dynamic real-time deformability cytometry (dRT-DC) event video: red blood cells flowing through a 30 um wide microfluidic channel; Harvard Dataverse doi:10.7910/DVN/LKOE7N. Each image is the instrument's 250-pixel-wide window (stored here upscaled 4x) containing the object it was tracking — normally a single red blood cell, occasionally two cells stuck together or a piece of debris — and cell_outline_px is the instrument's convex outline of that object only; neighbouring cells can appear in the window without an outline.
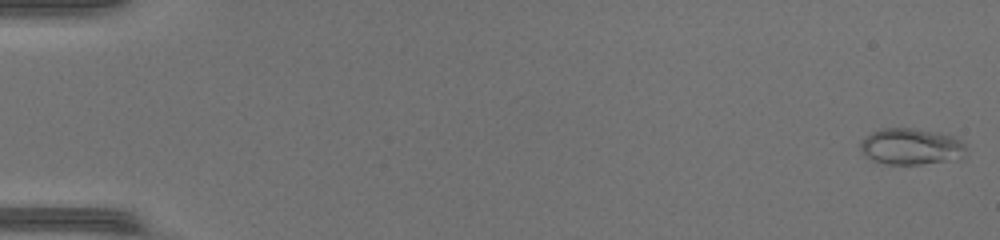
{"species": "common noctule bat (a hibernating species)", "species_latin": "Nyctalus noctula", "temperature_condition": "warm", "stored_images_in_passage": 45, "camera_frame_rate_fps": 3000, "um_per_image_px": 0.085, "animal": {"sex": "female", "body_mass_g": 17.0, "forearm_length_mm": 48.0}, "frame": {"image": 1, "passage_image": 1, "time_ms": 0.0, "image_size_px": [1000, 240], "cell_outline_px": [[964, 148], [960, 156], [944, 160], [920, 164], [888, 164], [872, 160], [860, 148], [860, 144], [872, 132], [884, 128], [912, 128], [940, 132], [952, 136], [960, 140], [964, 144]], "centroid_in_image_um": [77.4, 12.43], "position_along_channel_um": 7.6, "area_um2": 21.62}}
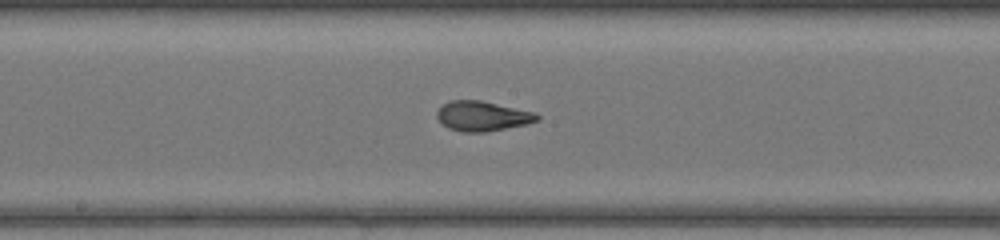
{"frame": {"image": 2, "passage_image": 27, "time_ms": 8.667, "image_size_px": [1000, 240], "cell_outline_px": [[540, 120], [528, 124], [484, 132], [460, 132], [448, 128], [436, 116], [436, 112], [444, 104], [452, 100], [480, 100], [536, 112], [540, 116]], "centroid_in_image_um": [41.04, 9.87], "position_along_channel_um": 207.2, "area_um2": 17.46}}
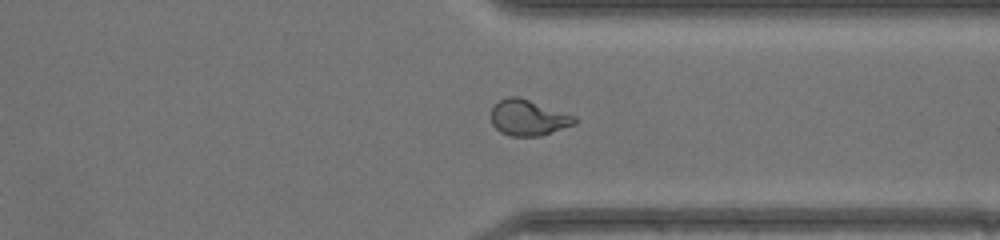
{"frame": {"image": 3, "passage_image": 38, "time_ms": 12.333, "image_size_px": [1000, 240], "cell_outline_px": [[576, 124], [540, 136], [512, 136], [500, 132], [492, 124], [492, 108], [500, 100], [508, 96], [520, 96], [576, 116]], "centroid_in_image_um": [44.92, 10.0], "position_along_channel_um": 366.5, "area_um2": 17.46}, "authors_computed_cell_mechanics": {"area_um2": 17.8602, "velocity_mm_per_s": 4.3534, "shape_relaxation_time_tau1_ms": 7.8475, "shape_relaxation_time_tau2_ms": 1.0407, "deformation_change_tau1": 0.3221, "deformation_change_tau2": 0.0731}}